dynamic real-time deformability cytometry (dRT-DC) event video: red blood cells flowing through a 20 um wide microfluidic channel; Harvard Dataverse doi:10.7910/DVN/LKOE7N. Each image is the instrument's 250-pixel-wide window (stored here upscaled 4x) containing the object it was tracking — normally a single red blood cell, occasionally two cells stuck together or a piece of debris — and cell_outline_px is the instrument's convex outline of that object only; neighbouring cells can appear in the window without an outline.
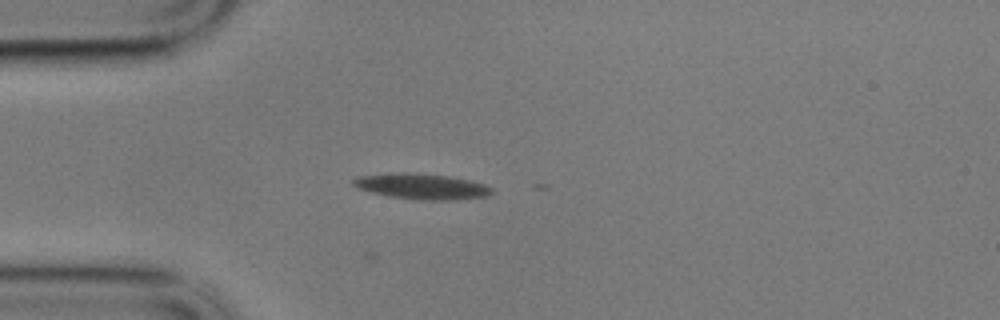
{"species": "common noctule bat (a hibernating species)", "species_latin": "Nyctalus noctula", "temperature_condition": "cold", "stored_images_in_passage": 16, "camera_frame_rate_fps": 3000, "um_per_image_px": 0.085, "animal": {"sex": "male", "body_mass_g": 17.9}, "frame": {"image": 1, "passage_image": 16, "time_ms": 5.0, "image_size_px": [1000, 320], "cell_outline_px": [[492, 192], [488, 196], [456, 200], [420, 200], [388, 196], [356, 188], [352, 184], [352, 180], [360, 176], [400, 172], [404, 172], [448, 176], [468, 180], [484, 184], [492, 188]], "centroid_in_image_um": [35.84, 15.85], "position_along_channel_um": 49.2, "area_um2": 20.58}}